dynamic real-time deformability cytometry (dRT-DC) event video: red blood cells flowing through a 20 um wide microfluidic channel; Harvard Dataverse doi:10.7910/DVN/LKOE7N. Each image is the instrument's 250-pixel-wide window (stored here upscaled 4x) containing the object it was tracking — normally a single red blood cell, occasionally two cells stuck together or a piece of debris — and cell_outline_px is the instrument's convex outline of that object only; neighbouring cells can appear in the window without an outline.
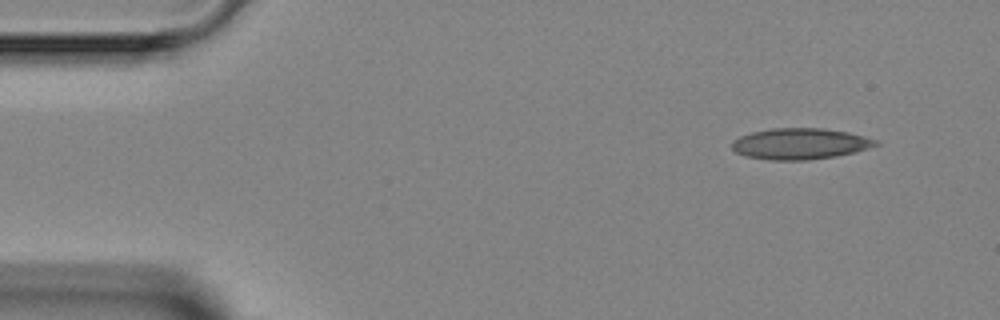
{"species": "Egyptian fruit bat (a non-hibernating species)", "species_latin": "Rousettus aegyptiacus", "temperature_condition": "room temperature", "stored_images_in_passage": 4, "camera_frame_rate_fps": 3000, "um_per_image_px": 0.085, "animal": {"sex": "female"}, "frame": {"image": 1, "passage_image": 1, "time_ms": 0.0, "image_size_px": [1000, 320], "cell_outline_px": [[880, 144], [856, 152], [836, 156], [808, 160], [772, 160], [748, 156], [736, 152], [732, 148], [732, 140], [740, 136], [752, 132], [772, 128], [824, 128], [848, 132], [880, 140]], "centroid_in_image_um": [68.05, 12.21], "position_along_channel_um": 17.0, "area_um2": 26.13}}
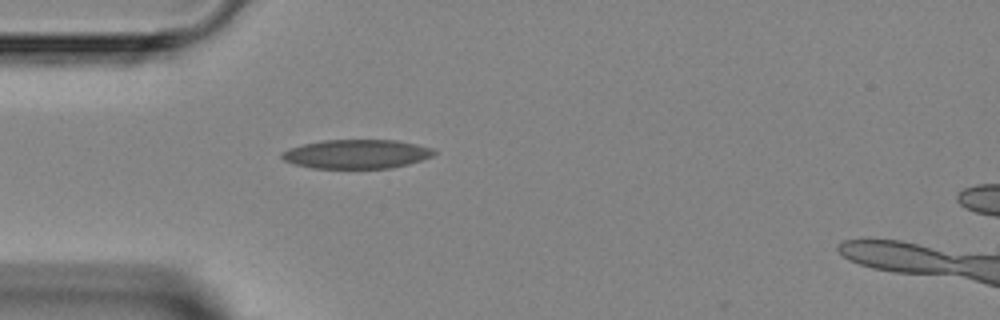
{"frame": {"image": 2, "passage_image": 3, "time_ms": 3.0, "image_size_px": [1000, 320], "cell_outline_px": [[436, 152], [432, 156], [408, 164], [388, 168], [312, 168], [292, 164], [284, 160], [280, 156], [280, 152], [288, 148], [304, 144], [324, 140], [396, 140], [416, 144], [432, 148]], "centroid_in_image_um": [30.26, 13.09], "position_along_channel_um": 54.7, "area_um2": 25.72}}